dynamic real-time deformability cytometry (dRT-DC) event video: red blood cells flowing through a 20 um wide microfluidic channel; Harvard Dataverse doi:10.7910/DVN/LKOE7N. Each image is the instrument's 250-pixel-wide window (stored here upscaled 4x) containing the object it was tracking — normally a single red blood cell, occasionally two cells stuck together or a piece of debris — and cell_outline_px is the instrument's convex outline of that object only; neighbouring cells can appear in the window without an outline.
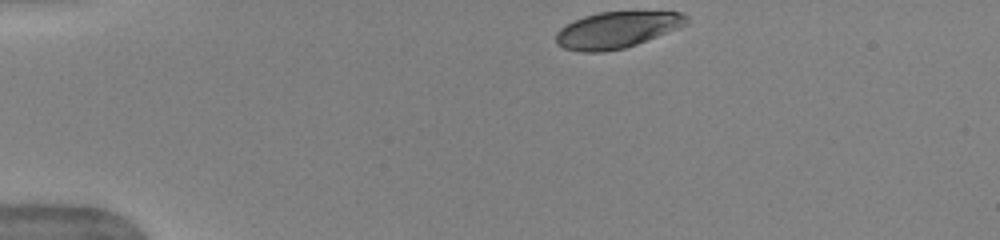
{"species": "human", "species_latin": "Homo sapiens", "temperature_condition": "warm", "stored_images_in_passage": 42, "camera_frame_rate_fps": 3000, "um_per_image_px": 0.085, "donor": {"sex": "female"}, "frame": {"image": 1, "passage_image": 1, "time_ms": 0.0, "image_size_px": [1000, 240], "cell_outline_px": [[688, 24], [636, 44], [624, 48], [604, 52], [580, 52], [564, 48], [556, 44], [556, 32], [560, 28], [584, 16], [600, 12], [680, 12], [688, 16]], "centroid_in_image_um": [52.41, 2.55], "position_along_channel_um": 32.6, "area_um2": 27.4}}
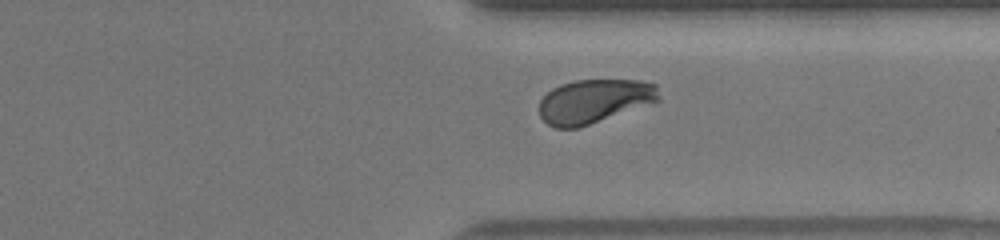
{"frame": {"image": 2, "passage_image": 31, "time_ms": 10.0, "image_size_px": [1000, 240], "cell_outline_px": [[660, 100], [580, 128], [556, 128], [548, 124], [540, 116], [540, 100], [552, 88], [560, 84], [576, 80], [640, 80], [656, 84], [660, 96]], "centroid_in_image_um": [50.51, 8.6], "position_along_channel_um": 360.9, "area_um2": 30.63}}
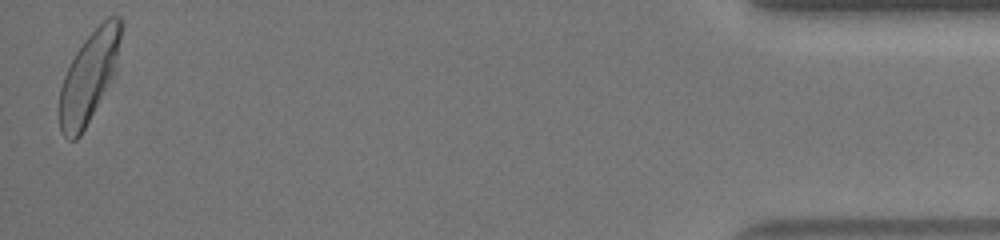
{"frame": {"image": 3, "passage_image": 42, "time_ms": 13.667, "image_size_px": [1000, 240], "cell_outline_px": [[124, 24], [116, 68], [112, 76], [80, 136], [76, 140], [68, 140], [60, 132], [60, 88], [64, 76], [76, 52], [84, 40], [108, 16], [120, 16]], "centroid_in_image_um": [7.58, 6.48], "position_along_channel_um": 427.6, "area_um2": 31.79}, "authors_computed_cell_mechanics": {"area_um2": 30.8363, "velocity_mm_per_s": 3.9189, "shape_relaxation_time_tau1_ms": 2.8178, "shape_relaxation_time_tau2_ms": null, "deformation_change_tau1": 0.1435, "deformation_change_tau2": null}}